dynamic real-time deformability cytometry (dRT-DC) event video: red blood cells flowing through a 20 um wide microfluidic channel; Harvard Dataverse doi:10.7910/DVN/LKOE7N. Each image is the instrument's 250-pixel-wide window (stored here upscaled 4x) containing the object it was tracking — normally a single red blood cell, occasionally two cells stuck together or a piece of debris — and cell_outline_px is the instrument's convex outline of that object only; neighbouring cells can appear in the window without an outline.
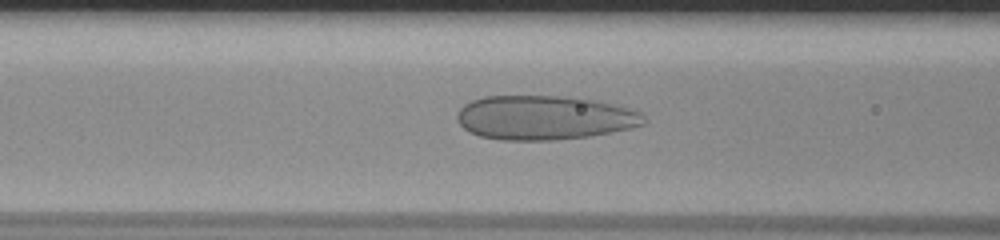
{"species": "human", "species_latin": "Homo sapiens", "temperature_condition": "room temperature", "stored_images_in_passage": 46, "camera_frame_rate_fps": 3000, "um_per_image_px": 0.085, "donor": {"sex": "male"}, "frame": {"image": 1, "passage_image": 14, "time_ms": 4.333, "image_size_px": [1000, 240], "cell_outline_px": [[648, 120], [644, 124], [612, 132], [588, 136], [552, 140], [500, 140], [480, 136], [468, 132], [456, 120], [456, 116], [460, 108], [464, 104], [472, 100], [484, 96], [584, 96], [628, 108], [640, 112]], "centroid_in_image_um": [46.27, 9.98], "position_along_channel_um": 120.3, "area_um2": 48.61}}
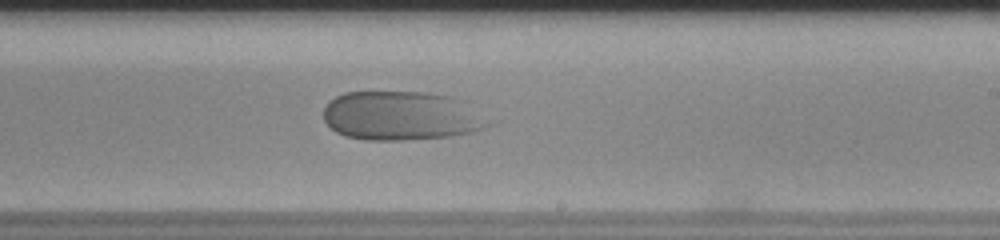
{"frame": {"image": 2, "passage_image": 25, "time_ms": 8.0, "image_size_px": [1000, 240], "cell_outline_px": [[500, 120], [496, 124], [472, 132], [452, 136], [404, 140], [368, 140], [344, 136], [336, 132], [324, 120], [324, 108], [336, 96], [344, 92], [428, 92], [452, 96]], "centroid_in_image_um": [34.26, 9.85], "position_along_channel_um": 254.7, "area_um2": 48.09}}
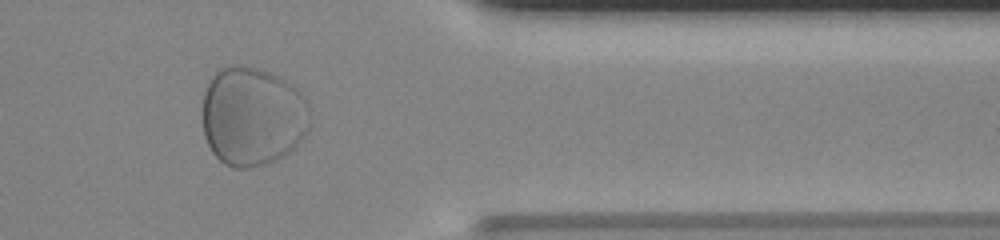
{"frame": {"image": 3, "passage_image": 37, "time_ms": 12.0, "image_size_px": [1000, 240], "cell_outline_px": [[308, 132], [288, 152], [276, 160], [264, 164], [248, 168], [232, 168], [224, 164], [212, 152], [204, 136], [204, 92], [208, 84], [216, 72], [220, 68], [228, 64], [240, 64], [260, 68], [280, 76], [296, 88], [304, 96], [308, 104]], "centroid_in_image_um": [21.46, 9.86], "position_along_channel_um": 389.9, "area_um2": 62.25}}